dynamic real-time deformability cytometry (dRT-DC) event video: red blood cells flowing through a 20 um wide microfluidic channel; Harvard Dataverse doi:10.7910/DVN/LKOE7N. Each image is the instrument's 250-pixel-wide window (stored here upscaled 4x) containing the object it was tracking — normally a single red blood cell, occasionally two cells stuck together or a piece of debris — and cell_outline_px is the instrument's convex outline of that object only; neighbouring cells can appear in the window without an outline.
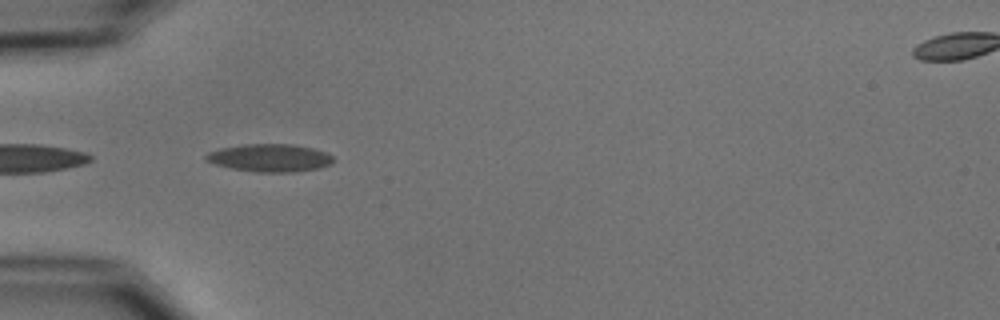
{"species": "common noctule bat (a hibernating species)", "species_latin": "Nyctalus noctula", "temperature_condition": "cold", "stored_images_in_passage": 4, "camera_frame_rate_fps": 3000, "um_per_image_px": 0.085, "animal": {"sex": "male", "body_mass_g": 15.6}, "frame": {"image": 1, "passage_image": 1, "time_ms": 0.0, "image_size_px": [1000, 320], "cell_outline_px": [[332, 164], [320, 168], [292, 172], [256, 172], [232, 168], [216, 164], [204, 160], [204, 156], [208, 152], [220, 148], [244, 144], [292, 144], [312, 148], [328, 152], [332, 156]], "centroid_in_image_um": [22.94, 13.41], "position_along_channel_um": 62.1, "area_um2": 20.63}}